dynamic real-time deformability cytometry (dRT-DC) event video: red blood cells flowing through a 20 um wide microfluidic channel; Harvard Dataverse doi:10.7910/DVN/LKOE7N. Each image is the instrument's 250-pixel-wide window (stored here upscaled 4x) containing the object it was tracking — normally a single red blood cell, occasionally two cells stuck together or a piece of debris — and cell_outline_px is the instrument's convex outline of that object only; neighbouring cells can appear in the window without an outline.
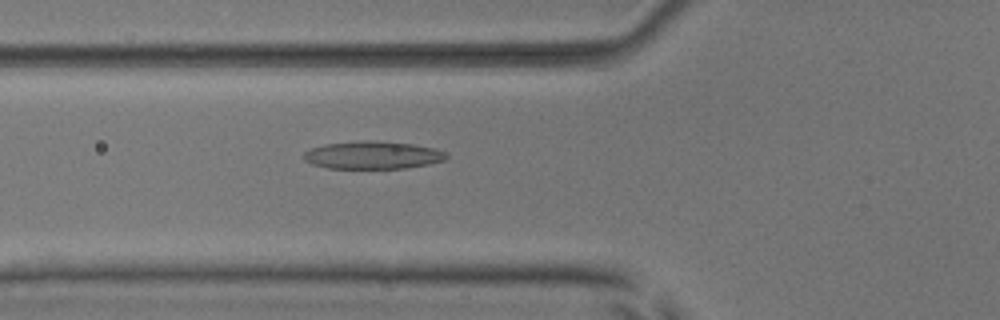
{"species": "common noctule bat (a hibernating species)", "species_latin": "Nyctalus noctula", "temperature_condition": "room temperature", "stored_images_in_passage": 55, "camera_frame_rate_fps": 3000, "um_per_image_px": 0.085, "animal": {"sex": "male", "body_mass_g": 17.9, "forearm_length_mm": 54.2}, "frame": {"image": 1, "passage_image": 21, "time_ms": 6.667, "image_size_px": [1000, 320], "cell_outline_px": [[448, 156], [444, 160], [428, 164], [408, 168], [328, 168], [312, 164], [304, 160], [304, 152], [308, 148], [324, 144], [364, 140], [372, 140], [412, 144], [432, 148], [448, 152]], "centroid_in_image_um": [31.66, 13.18], "position_along_channel_um": 94.1, "area_um2": 23.12}}
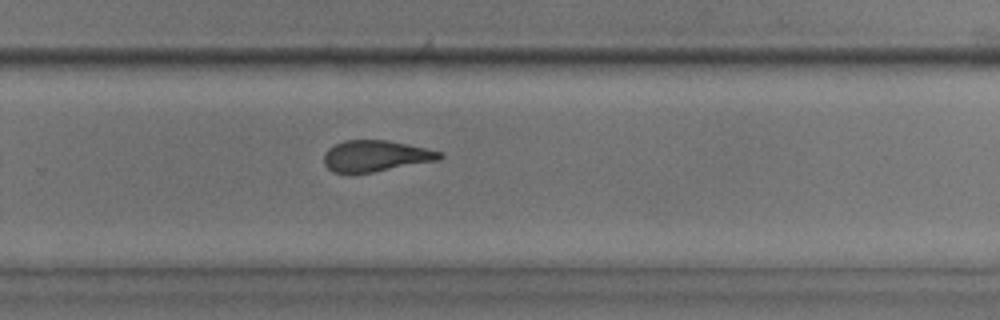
{"frame": {"image": 2, "passage_image": 37, "time_ms": 12.0, "image_size_px": [1000, 320], "cell_outline_px": [[444, 156], [440, 160], [372, 172], [332, 172], [324, 164], [324, 152], [328, 148], [344, 140], [388, 140], [408, 144], [444, 152]], "centroid_in_image_um": [31.97, 13.24], "position_along_channel_um": 297.8, "area_um2": 21.04}}
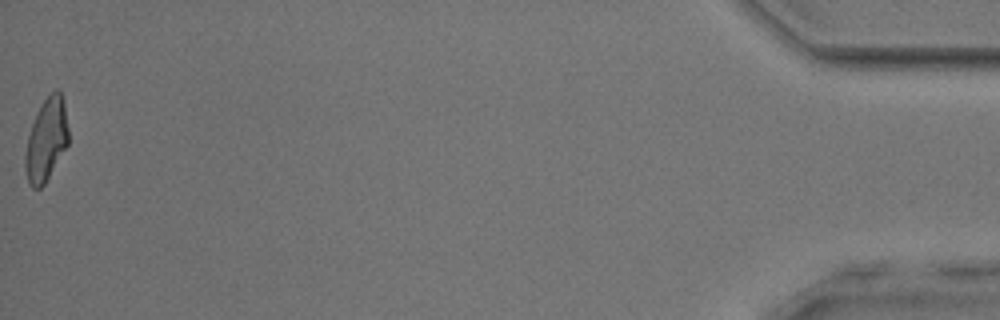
{"frame": {"image": 3, "passage_image": 55, "time_ms": 18.0, "image_size_px": [1000, 320], "cell_outline_px": [[68, 144], [44, 184], [40, 188], [32, 188], [28, 184], [24, 168], [24, 156], [28, 136], [36, 112], [44, 100], [56, 88], [60, 92], [64, 100], [68, 128]], "centroid_in_image_um": [3.92, 11.89], "position_along_channel_um": 431.3, "area_um2": 20.81}, "authors_computed_cell_mechanics": {"area_um2": 22.1374, "velocity_mm_per_s": 3.8217, "shape_relaxation_time_tau1_ms": 6.5061, "shape_relaxation_time_tau2_ms": 2.1502, "deformation_change_tau1": 0.1708, "deformation_change_tau2": 0.1201}}